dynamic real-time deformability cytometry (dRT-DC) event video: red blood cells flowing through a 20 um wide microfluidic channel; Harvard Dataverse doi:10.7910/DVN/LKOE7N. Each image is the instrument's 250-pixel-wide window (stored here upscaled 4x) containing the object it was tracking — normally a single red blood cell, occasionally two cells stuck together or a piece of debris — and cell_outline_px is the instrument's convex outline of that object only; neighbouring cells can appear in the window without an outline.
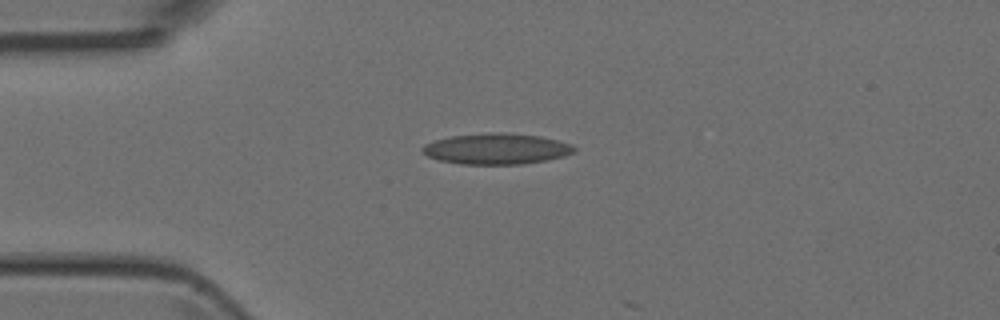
{"species": "Egyptian fruit bat (a non-hibernating species)", "species_latin": "Rousettus aegyptiacus", "temperature_condition": "room temperature", "stored_images_in_passage": 2, "camera_frame_rate_fps": 3000, "um_per_image_px": 0.085, "animal": {"sex": "female"}, "frame": {"image": 1, "passage_image": 1, "time_ms": 0.0, "image_size_px": [1000, 320], "cell_outline_px": [[576, 152], [564, 156], [548, 160], [520, 164], [460, 164], [440, 160], [428, 156], [420, 148], [424, 144], [436, 140], [452, 136], [488, 132], [500, 132], [540, 136], [572, 144], [576, 148]], "centroid_in_image_um": [42.23, 12.65], "position_along_channel_um": 42.8, "area_um2": 27.28}}